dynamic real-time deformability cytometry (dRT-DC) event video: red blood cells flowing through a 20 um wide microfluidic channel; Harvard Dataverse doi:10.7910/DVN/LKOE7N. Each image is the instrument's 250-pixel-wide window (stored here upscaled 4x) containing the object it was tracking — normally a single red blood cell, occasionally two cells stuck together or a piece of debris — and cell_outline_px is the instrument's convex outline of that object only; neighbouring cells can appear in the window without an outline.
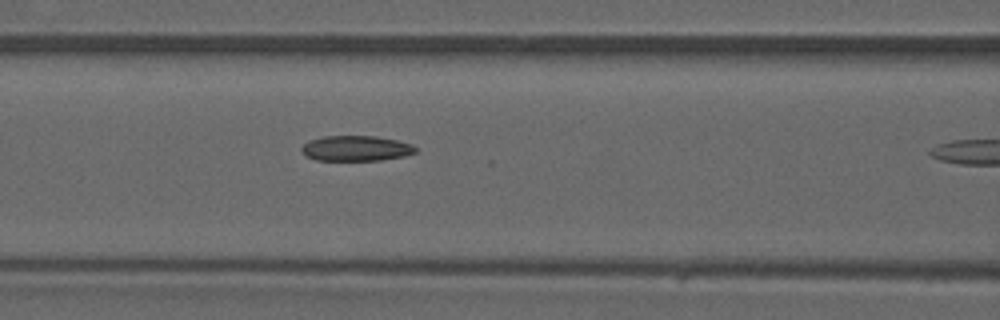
{"species": "common noctule bat (a hibernating species)", "species_latin": "Nyctalus noctula", "temperature_condition": "warm", "stored_images_in_passage": 7, "camera_frame_rate_fps": 3000, "um_per_image_px": 0.085, "animal": {"sex": "male", "forearm_length_mm": 52.5}, "frame": {"image": 1, "passage_image": 6, "time_ms": 1.667, "image_size_px": [1000, 320], "cell_outline_px": [[416, 152], [404, 156], [380, 160], [316, 160], [304, 156], [300, 148], [308, 140], [324, 136], [376, 136], [396, 140], [412, 144], [416, 148]], "centroid_in_image_um": [30.22, 12.61], "position_along_channel_um": 136.4, "area_um2": 16.88}}